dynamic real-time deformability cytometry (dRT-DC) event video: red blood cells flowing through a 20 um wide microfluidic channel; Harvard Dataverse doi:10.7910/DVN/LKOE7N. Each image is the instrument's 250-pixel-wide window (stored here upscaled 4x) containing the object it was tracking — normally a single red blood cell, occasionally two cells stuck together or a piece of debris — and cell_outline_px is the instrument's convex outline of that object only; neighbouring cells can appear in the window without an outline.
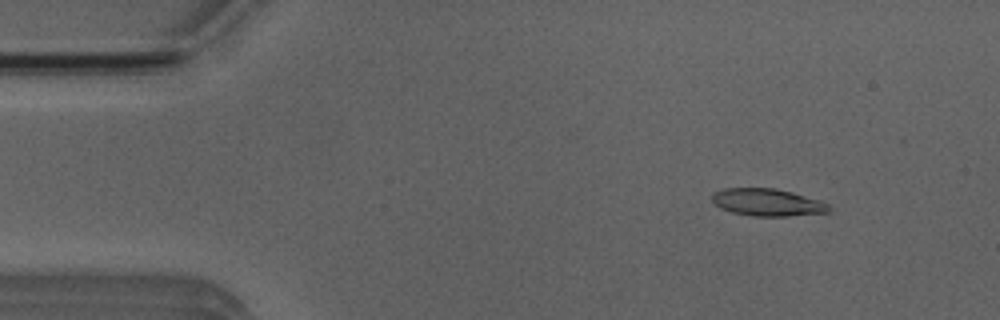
{"species": "Egyptian fruit bat (a non-hibernating species)", "species_latin": "Rousettus aegyptiacus", "temperature_condition": "room temperature", "stored_images_in_passage": 5, "camera_frame_rate_fps": 3000, "um_per_image_px": 0.085, "animal": {"sex": "male"}, "frame": {"image": 1, "passage_image": 2, "time_ms": 1.333, "image_size_px": [1000, 320], "cell_outline_px": [[832, 208], [828, 212], [784, 216], [752, 216], [732, 212], [720, 208], [712, 200], [712, 192], [724, 188], [776, 188], [792, 192], [820, 200], [828, 204]], "centroid_in_image_um": [65.22, 17.19], "position_along_channel_um": 19.8, "area_um2": 18.61}}
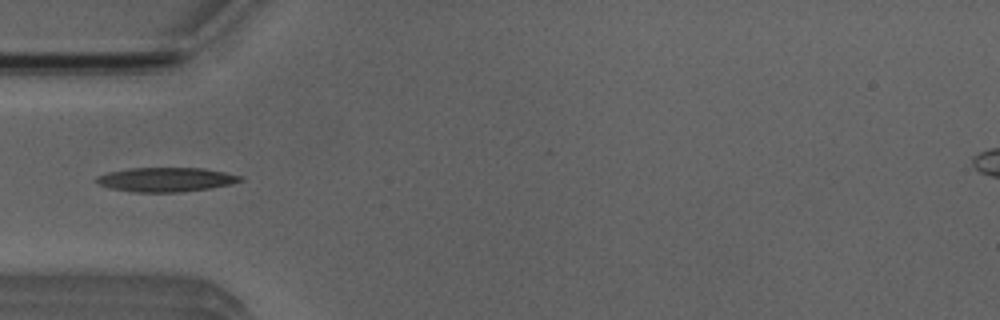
{"frame": {"image": 2, "passage_image": 5, "time_ms": 4.667, "image_size_px": [1000, 320], "cell_outline_px": [[244, 180], [232, 184], [208, 188], [180, 192], [132, 192], [112, 188], [100, 184], [96, 180], [96, 176], [108, 172], [132, 168], [204, 168], [244, 176]], "centroid_in_image_um": [14.15, 15.26], "position_along_channel_um": 70.8, "area_um2": 20.23}}